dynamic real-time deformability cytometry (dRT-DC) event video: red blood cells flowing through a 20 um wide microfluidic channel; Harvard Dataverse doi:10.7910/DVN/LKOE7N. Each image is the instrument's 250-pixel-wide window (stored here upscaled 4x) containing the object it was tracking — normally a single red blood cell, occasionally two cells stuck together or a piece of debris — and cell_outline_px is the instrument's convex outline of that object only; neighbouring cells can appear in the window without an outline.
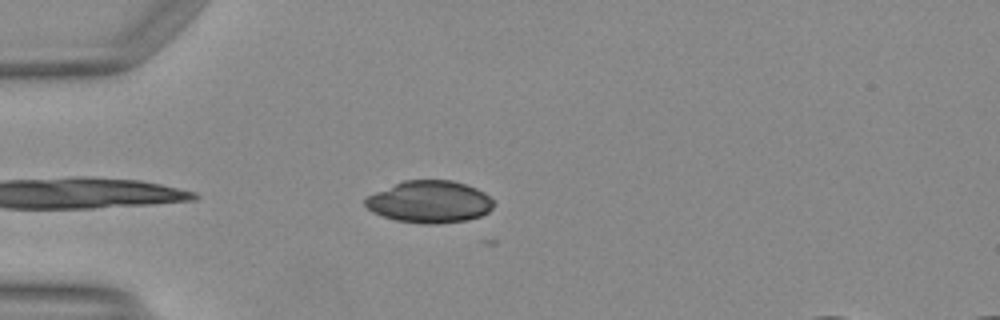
{"species": "Egyptian fruit bat (a non-hibernating species)", "species_latin": "Rousettus aegyptiacus", "temperature_condition": "warm", "stored_images_in_passage": 14, "camera_frame_rate_fps": 3000, "um_per_image_px": 0.085, "animal": {"sex": "female"}, "frame": {"image": 1, "passage_image": 2, "time_ms": 0.333, "image_size_px": [1000, 320], "cell_outline_px": [[492, 208], [488, 212], [480, 216], [468, 220], [436, 224], [424, 224], [396, 220], [372, 212], [364, 204], [364, 200], [368, 196], [376, 192], [404, 180], [452, 180], [476, 188], [484, 192], [492, 200]], "centroid_in_image_um": [36.51, 17.16], "position_along_channel_um": 48.5, "area_um2": 31.27}}
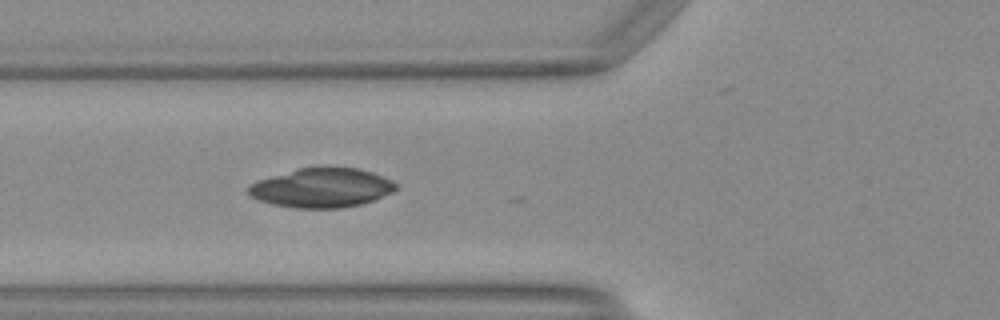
{"frame": {"image": 2, "passage_image": 7, "time_ms": 2.0, "image_size_px": [1000, 320], "cell_outline_px": [[396, 188], [392, 192], [372, 200], [360, 204], [340, 208], [296, 208], [272, 204], [260, 200], [252, 196], [248, 192], [248, 188], [256, 180], [296, 168], [320, 164], [328, 164], [360, 168], [384, 176], [392, 180], [396, 184]], "centroid_in_image_um": [27.35, 15.9], "position_along_channel_um": 98.4, "area_um2": 34.56}}
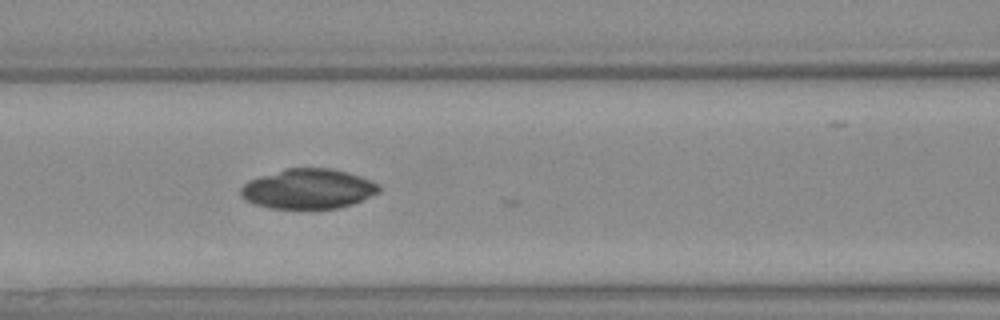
{"frame": {"image": 3, "passage_image": 10, "time_ms": 3.0, "image_size_px": [1000, 320], "cell_outline_px": [[380, 192], [352, 204], [336, 208], [272, 208], [256, 204], [248, 200], [240, 192], [240, 188], [248, 180], [260, 176], [288, 168], [332, 168], [348, 172], [360, 176], [380, 184]], "centroid_in_image_um": [26.23, 16.04], "position_along_channel_um": 140.4, "area_um2": 31.85}}